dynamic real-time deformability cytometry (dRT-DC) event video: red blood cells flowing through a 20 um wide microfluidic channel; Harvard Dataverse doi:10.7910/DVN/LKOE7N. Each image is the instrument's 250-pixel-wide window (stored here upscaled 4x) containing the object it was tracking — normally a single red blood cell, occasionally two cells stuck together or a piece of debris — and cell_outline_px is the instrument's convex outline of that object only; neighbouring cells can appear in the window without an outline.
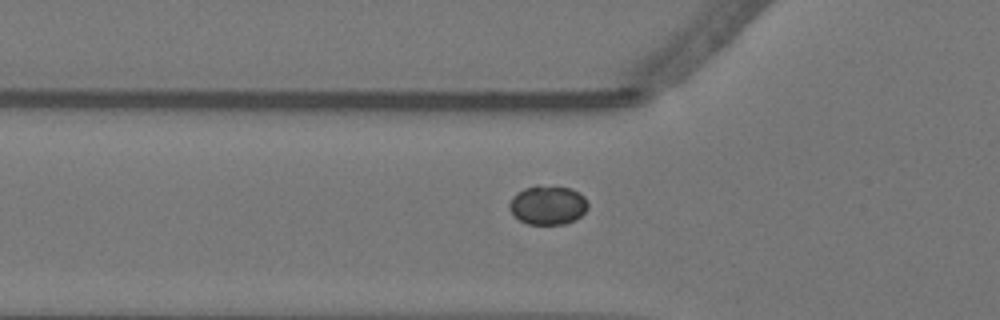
{"species": "Egyptian fruit bat (a non-hibernating species)", "species_latin": "Rousettus aegyptiacus", "temperature_condition": "warm", "stored_images_in_passage": 38, "camera_frame_rate_fps": 3000, "um_per_image_px": 0.085, "animal": {"sex": "female"}, "frame": {"image": 1, "passage_image": 10, "time_ms": 3.0, "image_size_px": [1000, 320], "cell_outline_px": [[588, 208], [580, 216], [564, 224], [528, 224], [520, 220], [508, 208], [508, 204], [512, 196], [516, 192], [524, 188], [572, 188], [584, 196], [588, 200]], "centroid_in_image_um": [46.56, 17.46], "position_along_channel_um": 79.2, "area_um2": 17.4}}
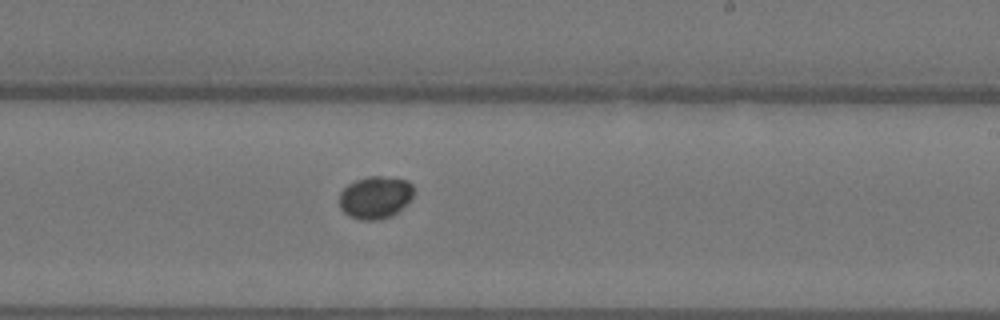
{"frame": {"image": 2, "passage_image": 25, "time_ms": 8.0, "image_size_px": [1000, 320], "cell_outline_px": [[412, 196], [392, 216], [380, 220], [360, 220], [348, 216], [340, 208], [340, 192], [348, 184], [356, 180], [368, 176], [380, 176], [408, 180], [412, 184]], "centroid_in_image_um": [31.86, 16.78], "position_along_channel_um": 257.1, "area_um2": 18.26}}
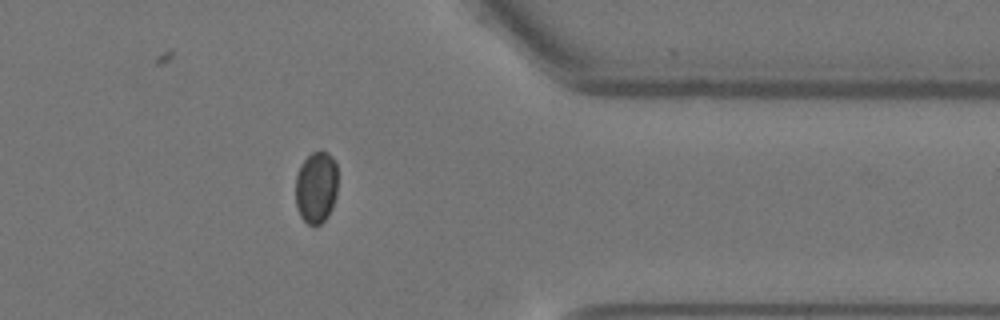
{"frame": {"image": 3, "passage_image": 37, "time_ms": 12.0, "image_size_px": [1000, 320], "cell_outline_px": [[336, 196], [332, 208], [328, 216], [316, 228], [308, 224], [300, 216], [296, 208], [296, 176], [300, 164], [312, 152], [328, 152], [332, 156], [336, 164]], "centroid_in_image_um": [26.87, 15.95], "position_along_channel_um": 384.5, "area_um2": 17.86}}